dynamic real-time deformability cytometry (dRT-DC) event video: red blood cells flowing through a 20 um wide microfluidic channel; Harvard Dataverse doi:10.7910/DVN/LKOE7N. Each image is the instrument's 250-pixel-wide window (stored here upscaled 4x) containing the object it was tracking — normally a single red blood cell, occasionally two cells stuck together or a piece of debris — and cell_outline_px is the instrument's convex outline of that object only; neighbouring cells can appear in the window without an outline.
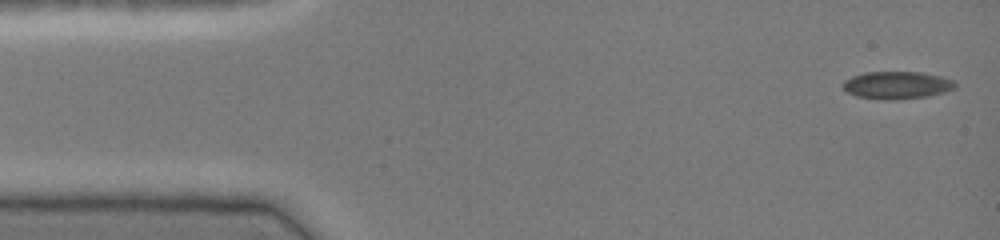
{"species": "common noctule bat (a hibernating species)", "species_latin": "Nyctalus noctula", "temperature_condition": "cold", "stored_images_in_passage": 45, "camera_frame_rate_fps": 3000, "um_per_image_px": 0.085, "animal": {"sex": "female", "body_mass_g": 19.0, "forearm_length_mm": 51.5}, "frame": {"image": 1, "passage_image": 1, "time_ms": 0.0, "image_size_px": [1000, 240], "cell_outline_px": [[956, 88], [944, 92], [928, 96], [896, 100], [880, 100], [856, 96], [848, 92], [840, 84], [844, 80], [852, 76], [864, 72], [924, 72], [956, 80]], "centroid_in_image_um": [76.24, 7.24], "position_along_channel_um": 8.8, "area_um2": 18.32}}
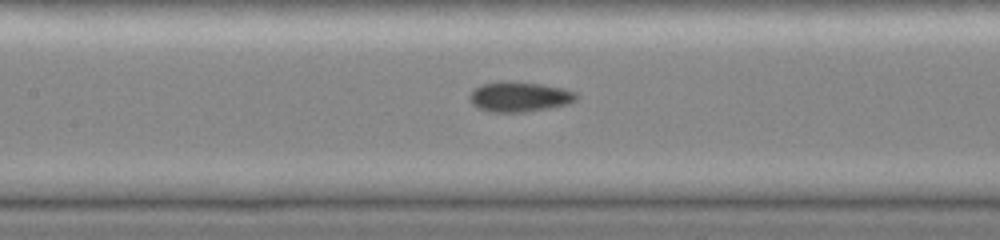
{"frame": {"image": 2, "passage_image": 20, "time_ms": 6.333, "image_size_px": [1000, 240], "cell_outline_px": [[576, 100], [568, 104], [548, 108], [524, 112], [492, 112], [480, 108], [472, 104], [468, 100], [468, 96], [476, 88], [484, 84], [504, 80], [508, 80], [540, 84], [564, 88], [576, 92]], "centroid_in_image_um": [44.15, 8.22], "position_along_channel_um": 163.3, "area_um2": 18.67}}
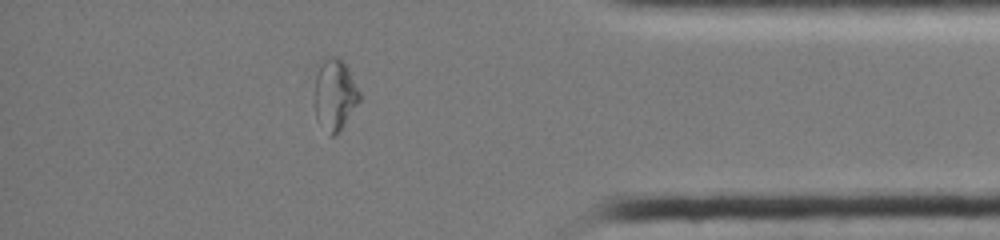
{"frame": {"image": 3, "passage_image": 39, "time_ms": 12.667, "image_size_px": [1000, 240], "cell_outline_px": [[360, 100], [344, 124], [332, 136], [328, 136], [316, 120], [316, 76], [324, 60], [328, 56], [336, 56], [348, 68], [360, 92]], "centroid_in_image_um": [28.47, 8.08], "position_along_channel_um": 406.7, "area_um2": 18.09}, "authors_computed_cell_mechanics": {"area_um2": 18.0336, "velocity_mm_per_s": 4.1172, "shape_relaxation_time_tau1_ms": null, "shape_relaxation_time_tau2_ms": 1.8549, "deformation_change_tau1": null, "deformation_change_tau2": 0.0524}}